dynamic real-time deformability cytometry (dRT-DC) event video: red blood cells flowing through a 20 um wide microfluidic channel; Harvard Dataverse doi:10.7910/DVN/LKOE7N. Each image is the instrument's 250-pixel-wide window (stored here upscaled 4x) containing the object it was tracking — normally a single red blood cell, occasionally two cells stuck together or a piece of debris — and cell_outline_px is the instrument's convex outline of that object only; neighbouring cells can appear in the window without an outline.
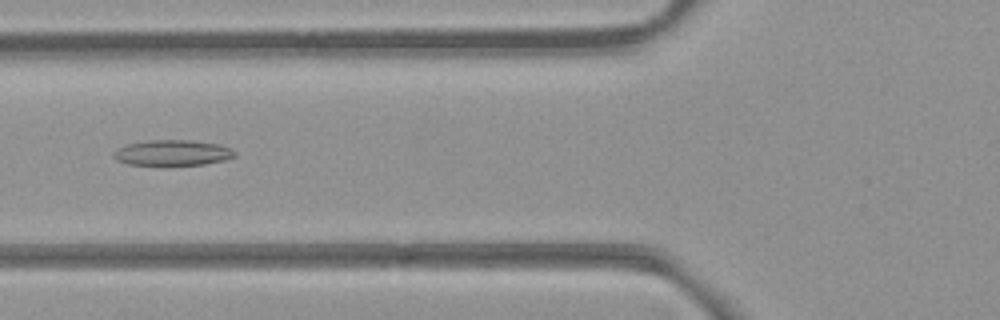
{"species": "common noctule bat (a hibernating species)", "species_latin": "Nyctalus noctula", "temperature_condition": "room temperature", "stored_images_in_passage": 7, "camera_frame_rate_fps": 3000, "um_per_image_px": 0.085, "animal": {"sex": "female", "body_mass_g": 21.9}, "frame": {"image": 1, "passage_image": 6, "time_ms": 1.667, "image_size_px": [1000, 320], "cell_outline_px": [[236, 156], [224, 160], [204, 164], [128, 164], [116, 160], [112, 156], [112, 152], [128, 144], [148, 140], [188, 140], [220, 144], [232, 148], [236, 152]], "centroid_in_image_um": [14.69, 12.97], "position_along_channel_um": 111.1, "area_um2": 17.86}}
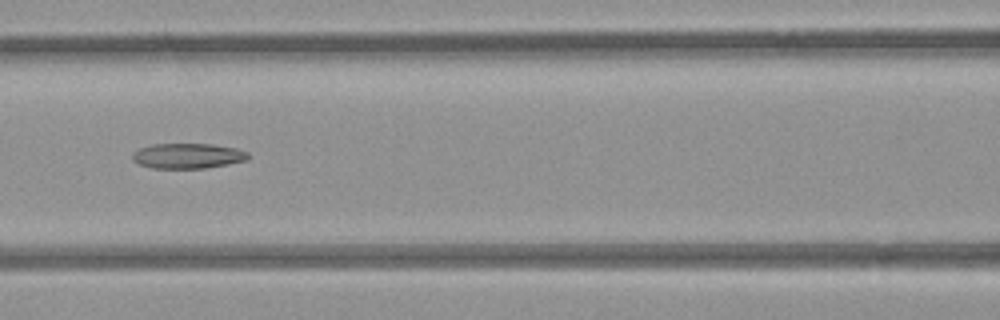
{"frame": {"image": 2, "passage_image": 7, "time_ms": 2.0, "image_size_px": [1000, 320], "cell_outline_px": [[248, 160], [228, 164], [204, 168], [152, 168], [140, 164], [132, 160], [132, 152], [140, 148], [152, 144], [212, 144], [236, 148], [248, 152]], "centroid_in_image_um": [15.95, 13.24], "position_along_channel_um": 150.6, "area_um2": 16.99}}